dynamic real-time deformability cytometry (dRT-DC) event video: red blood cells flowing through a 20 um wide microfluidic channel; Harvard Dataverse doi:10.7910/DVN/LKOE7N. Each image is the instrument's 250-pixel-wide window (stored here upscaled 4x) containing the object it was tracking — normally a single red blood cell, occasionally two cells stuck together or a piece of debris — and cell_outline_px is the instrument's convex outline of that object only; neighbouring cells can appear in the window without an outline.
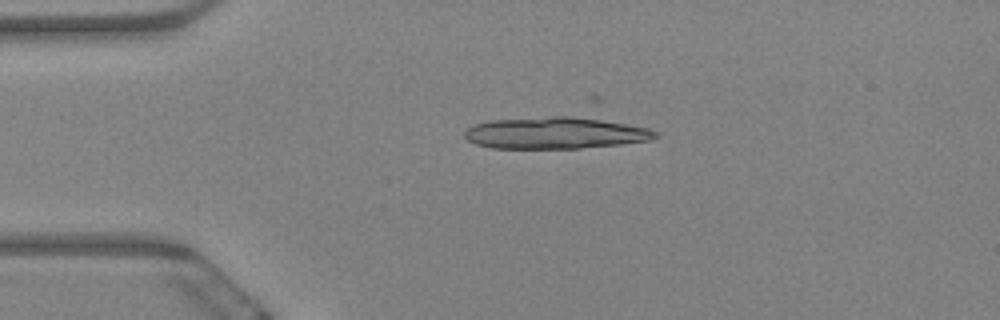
{"species": "Egyptian fruit bat (a non-hibernating species)", "species_latin": "Rousettus aegyptiacus", "temperature_condition": "warm", "stored_images_in_passage": 6, "camera_frame_rate_fps": 3000, "um_per_image_px": 0.085, "animal": {"sex": "female"}, "frame": {"image": 1, "passage_image": 6, "time_ms": 1.667, "image_size_px": [1000, 320], "cell_outline_px": [[660, 136], [652, 140], [620, 144], [580, 148], [492, 148], [476, 144], [468, 140], [464, 136], [464, 132], [468, 128], [476, 124], [492, 120], [552, 116], [592, 116], [648, 128], [656, 132]], "centroid_in_image_um": [47.28, 11.29], "position_along_channel_um": 37.7, "area_um2": 35.6}}